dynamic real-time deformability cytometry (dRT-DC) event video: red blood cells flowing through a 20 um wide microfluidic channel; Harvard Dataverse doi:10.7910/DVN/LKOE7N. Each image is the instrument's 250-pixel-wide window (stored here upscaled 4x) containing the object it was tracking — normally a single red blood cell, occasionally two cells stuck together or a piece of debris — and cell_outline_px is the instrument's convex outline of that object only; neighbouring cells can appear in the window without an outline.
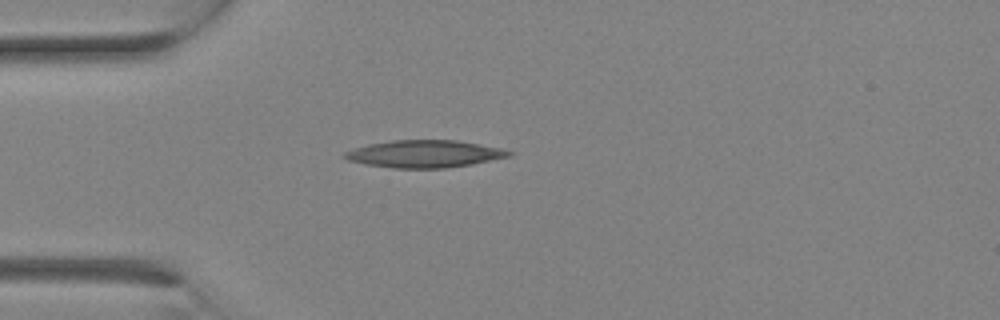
{"species": "Egyptian fruit bat (a non-hibernating species)", "species_latin": "Rousettus aegyptiacus", "temperature_condition": "room temperature", "stored_images_in_passage": 5, "camera_frame_rate_fps": 3000, "um_per_image_px": 0.085, "animal": {"sex": "female"}, "frame": {"image": 1, "passage_image": 1, "time_ms": 0.0, "image_size_px": [1000, 320], "cell_outline_px": [[516, 152], [512, 156], [472, 164], [444, 168], [392, 168], [364, 164], [348, 160], [340, 156], [344, 152], [352, 148], [368, 144], [392, 140], [456, 140], [500, 148]], "centroid_in_image_um": [36.05, 13.08], "position_along_channel_um": 48.9, "area_um2": 26.36}}
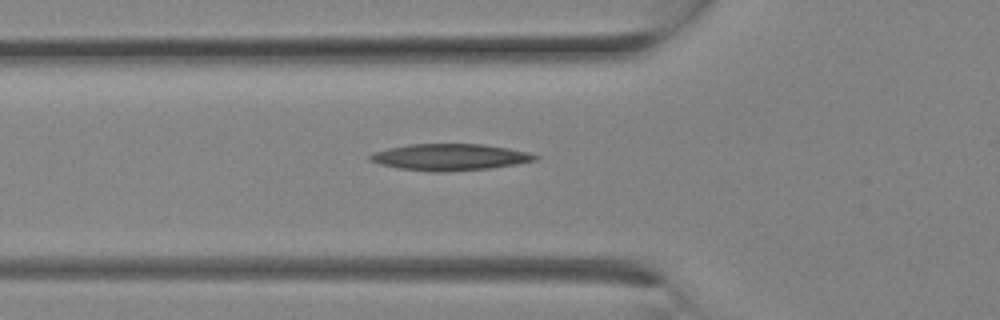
{"frame": {"image": 2, "passage_image": 3, "time_ms": 0.667, "image_size_px": [1000, 320], "cell_outline_px": [[540, 156], [536, 160], [516, 164], [488, 168], [440, 172], [432, 172], [400, 168], [380, 164], [368, 160], [368, 156], [372, 152], [388, 148], [408, 144], [484, 144], [508, 148], [528, 152]], "centroid_in_image_um": [38.21, 13.35], "position_along_channel_um": 87.6, "area_um2": 25.49}}
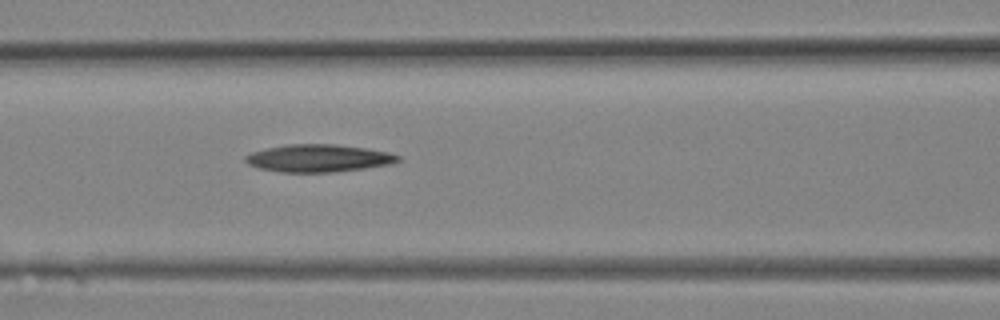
{"frame": {"image": 3, "passage_image": 5, "time_ms": 1.333, "image_size_px": [1000, 320], "cell_outline_px": [[404, 160], [392, 164], [364, 168], [332, 172], [280, 172], [256, 168], [248, 164], [244, 160], [244, 156], [252, 152], [264, 148], [284, 144], [336, 144], [364, 148], [388, 152], [400, 156]], "centroid_in_image_um": [27.05, 13.44], "position_along_channel_um": 139.6, "area_um2": 24.74}}